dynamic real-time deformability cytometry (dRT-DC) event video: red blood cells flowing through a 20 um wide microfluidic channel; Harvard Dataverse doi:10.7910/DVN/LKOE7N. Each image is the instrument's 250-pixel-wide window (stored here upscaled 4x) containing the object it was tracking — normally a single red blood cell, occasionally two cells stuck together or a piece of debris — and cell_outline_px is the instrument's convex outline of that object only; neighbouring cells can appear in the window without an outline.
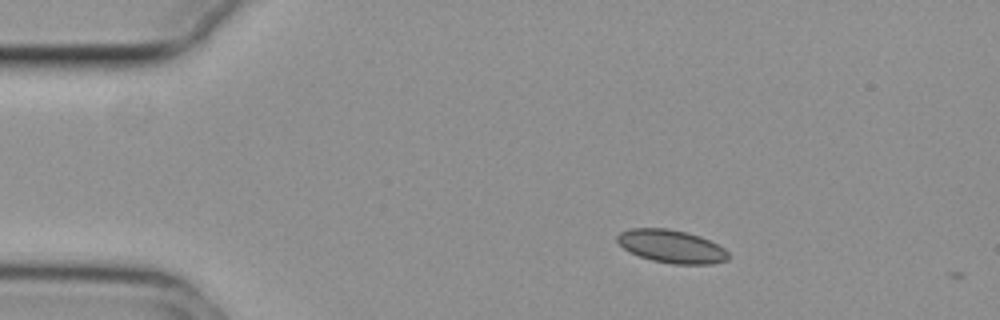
{"species": "common noctule bat (a hibernating species)", "species_latin": "Nyctalus noctula", "temperature_condition": "cold", "stored_images_in_passage": 3, "camera_frame_rate_fps": 3000, "um_per_image_px": 0.085, "animal": {"sex": "female", "body_mass_g": 29.2, "forearm_length_mm": 56.3}, "frame": {"image": 1, "passage_image": 2, "time_ms": 0.333, "image_size_px": [1000, 320], "cell_outline_px": [[728, 260], [712, 264], [672, 264], [652, 260], [628, 252], [616, 240], [616, 236], [620, 232], [628, 228], [668, 228], [700, 236], [724, 248], [728, 252]], "centroid_in_image_um": [57.05, 20.94], "position_along_channel_um": 28.0, "area_um2": 21.39}}